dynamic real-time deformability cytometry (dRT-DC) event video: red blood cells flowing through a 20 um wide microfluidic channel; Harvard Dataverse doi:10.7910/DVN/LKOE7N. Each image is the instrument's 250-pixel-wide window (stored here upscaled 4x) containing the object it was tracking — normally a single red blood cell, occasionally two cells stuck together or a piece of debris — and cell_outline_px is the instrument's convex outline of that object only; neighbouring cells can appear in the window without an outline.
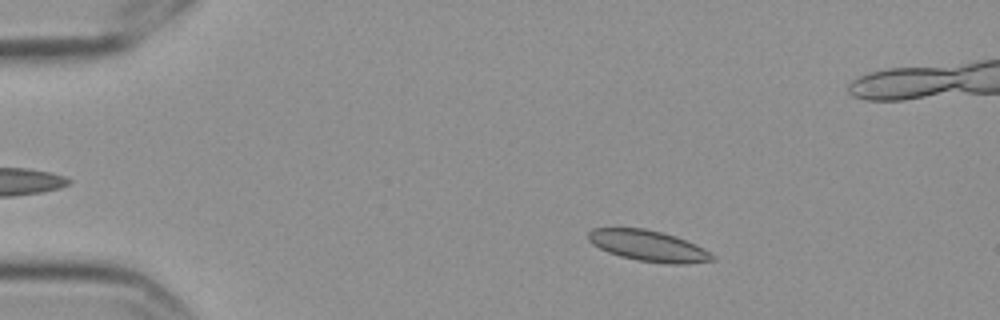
{"species": "Egyptian fruit bat (a non-hibernating species)", "species_latin": "Rousettus aegyptiacus", "temperature_condition": "cold", "stored_images_in_passage": 5, "camera_frame_rate_fps": 3000, "um_per_image_px": 0.085, "frame": {"image": 1, "passage_image": 2, "time_ms": 0.333, "image_size_px": [1000, 320], "cell_outline_px": [[716, 256], [712, 260], [684, 264], [668, 264], [636, 260], [620, 256], [608, 252], [592, 244], [588, 240], [588, 232], [592, 228], [644, 228], [676, 236], [696, 244], [704, 248]], "centroid_in_image_um": [55.11, 20.89], "position_along_channel_um": 29.9, "area_um2": 22.37}}